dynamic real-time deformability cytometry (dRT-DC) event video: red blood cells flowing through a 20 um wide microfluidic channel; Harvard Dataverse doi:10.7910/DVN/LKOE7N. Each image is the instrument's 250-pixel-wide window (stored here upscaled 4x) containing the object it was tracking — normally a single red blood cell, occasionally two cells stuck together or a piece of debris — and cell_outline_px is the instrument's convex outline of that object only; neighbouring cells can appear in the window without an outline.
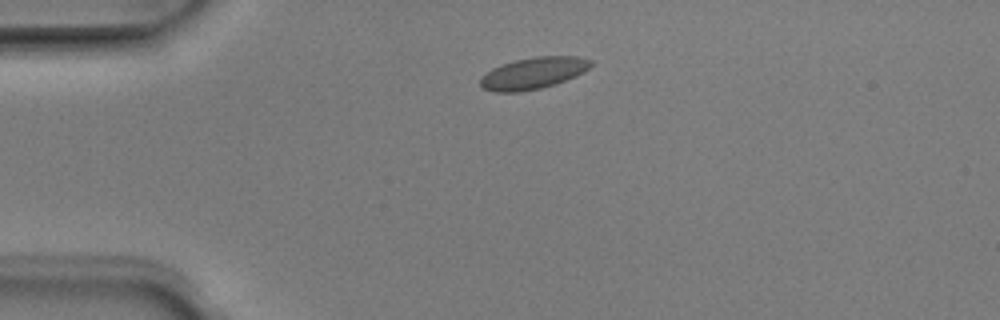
{"species": "Egyptian fruit bat (a non-hibernating species)", "species_latin": "Rousettus aegyptiacus", "temperature_condition": "room temperature", "stored_images_in_passage": 2, "camera_frame_rate_fps": 3000, "um_per_image_px": 0.085, "animal": {"sex": "male"}, "frame": {"image": 1, "passage_image": 1, "time_ms": 0.0, "image_size_px": [1000, 320], "cell_outline_px": [[592, 64], [584, 72], [576, 76], [556, 84], [540, 88], [520, 92], [496, 92], [480, 88], [480, 76], [492, 68], [516, 60], [536, 56], [576, 56], [592, 60]], "centroid_in_image_um": [45.31, 6.23], "position_along_channel_um": 39.7, "area_um2": 20.46}}